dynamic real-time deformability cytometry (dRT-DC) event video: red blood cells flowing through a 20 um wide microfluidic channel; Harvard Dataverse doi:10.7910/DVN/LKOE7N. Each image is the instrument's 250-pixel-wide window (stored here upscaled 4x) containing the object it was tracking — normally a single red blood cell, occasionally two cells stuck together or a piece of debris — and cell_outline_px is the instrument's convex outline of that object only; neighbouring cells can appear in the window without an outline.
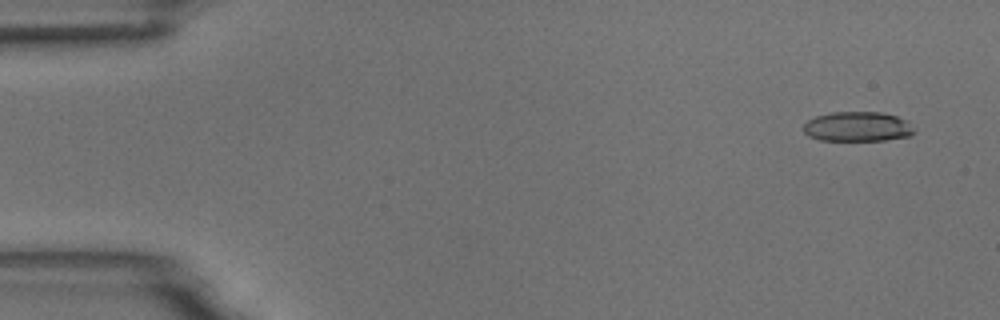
{"species": "common noctule bat (a hibernating species)", "species_latin": "Nyctalus noctula", "temperature_condition": "room temperature", "stored_images_in_passage": 54, "camera_frame_rate_fps": 3000, "um_per_image_px": 0.085, "animal": {"sex": "male", "body_mass_g": 18.8}, "frame": {"image": 1, "passage_image": 3, "time_ms": 0.667, "image_size_px": [1000, 320], "cell_outline_px": [[916, 132], [912, 136], [884, 140], [820, 140], [808, 136], [804, 132], [804, 124], [808, 120], [816, 116], [832, 112], [880, 112], [896, 116], [904, 120]], "centroid_in_image_um": [72.88, 10.77], "position_along_channel_um": 12.1, "area_um2": 19.07}}
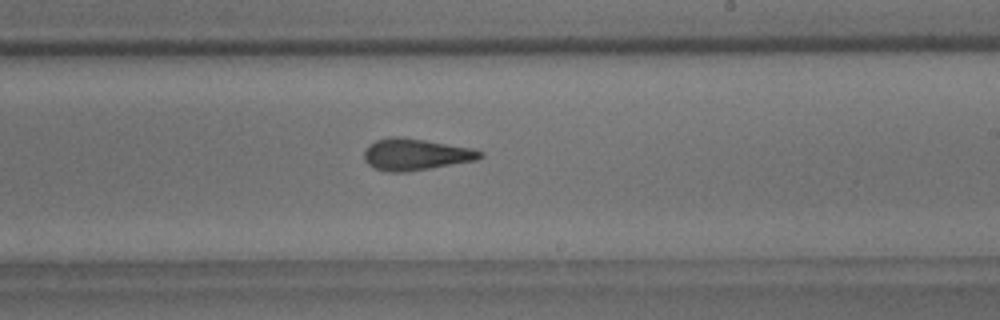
{"frame": {"image": 2, "passage_image": 32, "time_ms": 10.333, "image_size_px": [1000, 320], "cell_outline_px": [[484, 156], [476, 160], [404, 172], [388, 172], [376, 168], [368, 164], [364, 160], [364, 152], [368, 144], [376, 140], [392, 136], [400, 136], [472, 148], [484, 152]], "centroid_in_image_um": [35.31, 13.11], "position_along_channel_um": 253.7, "area_um2": 21.21}}
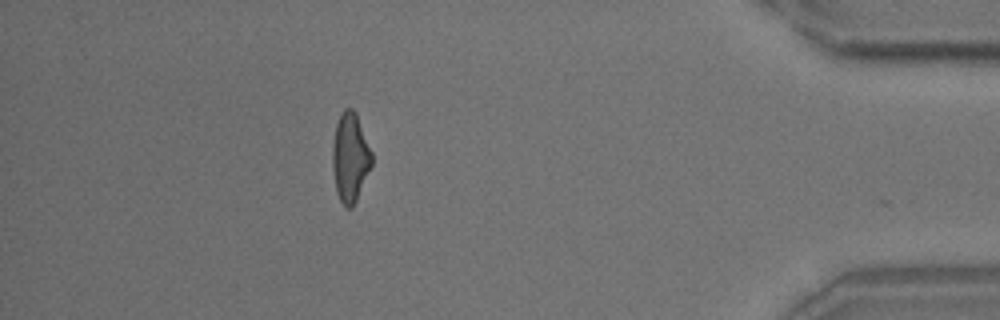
{"frame": {"image": 3, "passage_image": 48, "time_ms": 15.667, "image_size_px": [1000, 320], "cell_outline_px": [[372, 164], [356, 200], [352, 208], [344, 208], [336, 192], [332, 168], [332, 148], [336, 124], [344, 108], [352, 108], [356, 112], [372, 152]], "centroid_in_image_um": [29.75, 13.39], "position_along_channel_um": 405.4, "area_um2": 20.4}, "authors_computed_cell_mechanics": {"area_um2": 20.6346, "velocity_mm_per_s": 3.7339, "shape_relaxation_time_tau1_ms": 6.8035, "shape_relaxation_time_tau2_ms": 2.5503, "deformation_change_tau1": 0.198, "deformation_change_tau2": 0.1407}}